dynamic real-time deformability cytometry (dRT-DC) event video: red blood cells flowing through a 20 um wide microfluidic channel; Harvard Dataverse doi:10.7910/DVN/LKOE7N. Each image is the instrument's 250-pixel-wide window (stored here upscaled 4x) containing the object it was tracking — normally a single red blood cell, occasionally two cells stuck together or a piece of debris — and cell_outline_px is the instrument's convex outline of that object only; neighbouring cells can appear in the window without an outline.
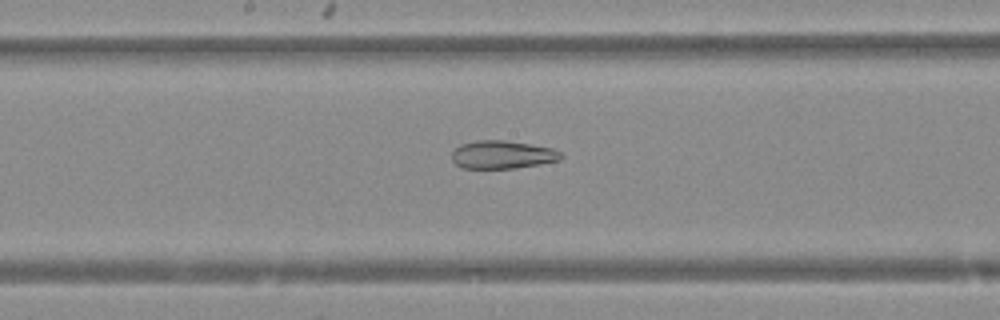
{"species": "Egyptian fruit bat (a non-hibernating species)", "species_latin": "Rousettus aegyptiacus", "temperature_condition": "warm", "stored_images_in_passage": 49, "camera_frame_rate_fps": 3000, "um_per_image_px": 0.085, "animal": {"sex": "female"}, "frame": {"image": 1, "passage_image": 25, "time_ms": 8.0, "image_size_px": [1000, 320], "cell_outline_px": [[564, 156], [560, 160], [540, 164], [516, 168], [464, 168], [456, 164], [452, 160], [452, 152], [460, 144], [476, 140], [504, 140], [552, 148], [560, 152]], "centroid_in_image_um": [42.7, 13.14], "position_along_channel_um": 205.5, "area_um2": 17.8}}
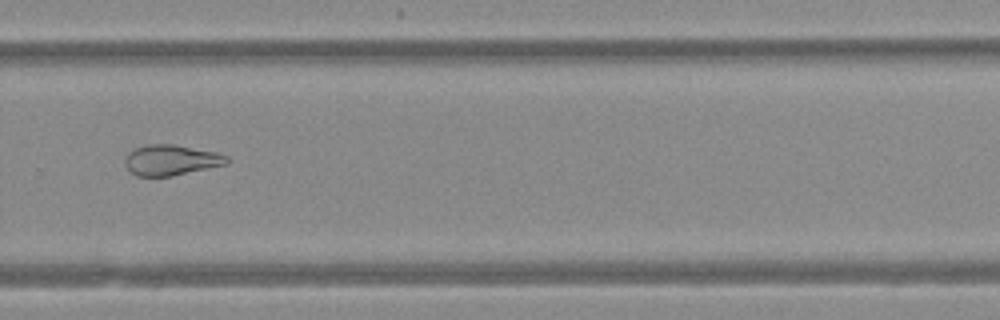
{"frame": {"image": 2, "passage_image": 33, "time_ms": 10.667, "image_size_px": [1000, 320], "cell_outline_px": [[228, 164], [172, 176], [136, 176], [124, 164], [124, 160], [128, 152], [136, 148], [148, 144], [172, 144], [216, 152], [228, 156]], "centroid_in_image_um": [14.54, 13.61], "position_along_channel_um": 315.3, "area_um2": 18.09}}
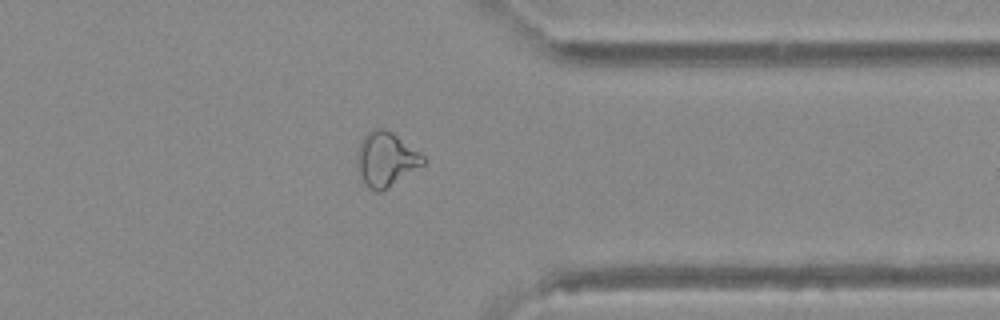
{"frame": {"image": 3, "passage_image": 38, "time_ms": 12.333, "image_size_px": [1000, 320], "cell_outline_px": [[424, 164], [388, 188], [380, 192], [376, 192], [368, 188], [356, 164], [356, 152], [364, 136], [372, 128], [384, 128], [392, 132], [424, 156]], "centroid_in_image_um": [32.78, 13.53], "position_along_channel_um": 378.6, "area_um2": 20.69}}